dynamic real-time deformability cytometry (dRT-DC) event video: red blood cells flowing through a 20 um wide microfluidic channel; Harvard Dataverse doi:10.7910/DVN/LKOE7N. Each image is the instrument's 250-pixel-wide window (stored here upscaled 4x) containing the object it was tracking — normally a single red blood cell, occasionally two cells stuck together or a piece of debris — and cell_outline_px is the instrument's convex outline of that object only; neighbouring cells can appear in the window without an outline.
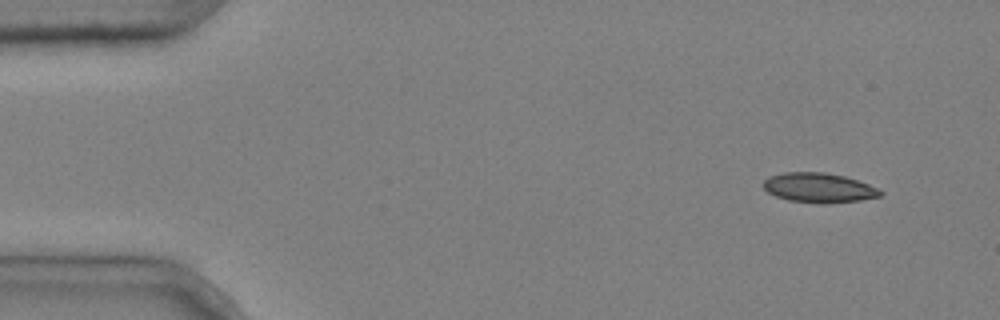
{"species": "common noctule bat (a hibernating species)", "species_latin": "Nyctalus noctula", "temperature_condition": "cold", "stored_images_in_passage": 4, "camera_frame_rate_fps": 3000, "um_per_image_px": 0.085, "animal": {"sex": "male", "body_mass_g": 20.4}, "frame": {"image": 1, "passage_image": 1, "time_ms": 0.0, "image_size_px": [1000, 320], "cell_outline_px": [[884, 192], [880, 196], [860, 200], [824, 204], [820, 204], [788, 200], [776, 196], [768, 192], [764, 188], [764, 180], [768, 176], [784, 172], [824, 172], [844, 176], [868, 184]], "centroid_in_image_um": [69.58, 15.96], "position_along_channel_um": 15.4, "area_um2": 20.17}}
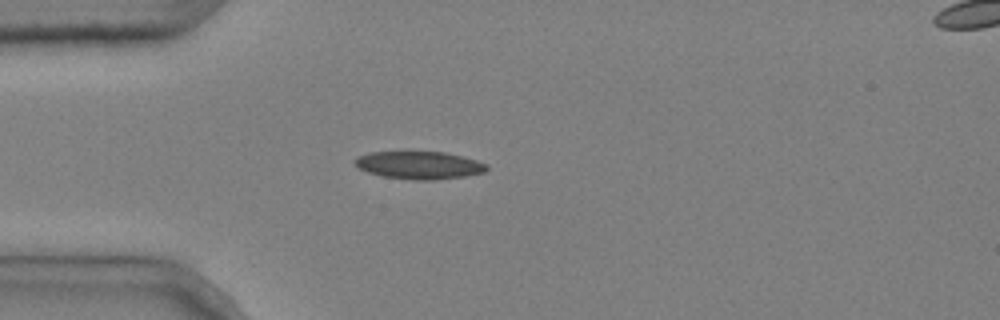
{"frame": {"image": 2, "passage_image": 3, "time_ms": 0.667, "image_size_px": [1000, 320], "cell_outline_px": [[488, 168], [484, 172], [464, 176], [432, 180], [416, 180], [384, 176], [368, 172], [360, 168], [352, 160], [356, 156], [368, 152], [444, 152], [476, 160], [484, 164]], "centroid_in_image_um": [35.58, 14.03], "position_along_channel_um": 49.4, "area_um2": 20.98}}